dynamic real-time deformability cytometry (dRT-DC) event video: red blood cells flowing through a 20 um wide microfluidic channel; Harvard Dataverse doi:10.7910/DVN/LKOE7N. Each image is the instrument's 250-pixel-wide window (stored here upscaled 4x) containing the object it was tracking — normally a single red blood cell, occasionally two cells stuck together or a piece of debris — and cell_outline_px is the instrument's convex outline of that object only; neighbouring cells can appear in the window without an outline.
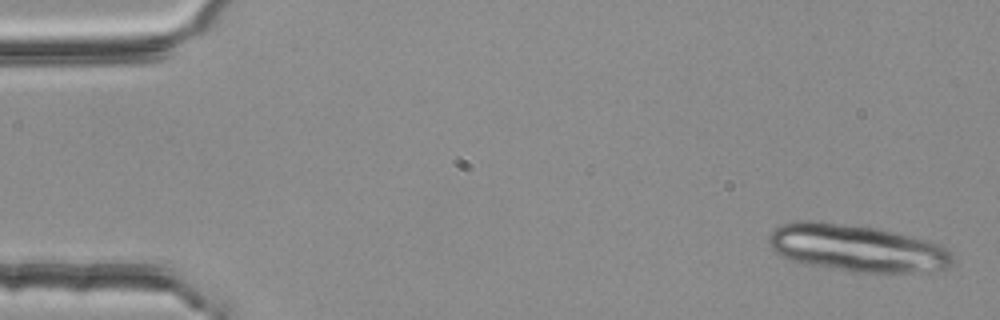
{"species": "common noctule bat (a hibernating species)", "species_latin": "Nyctalus noctula", "temperature_condition": "room temperature", "stored_images_in_passage": 4, "camera_frame_rate_fps": 3000, "um_per_image_px": 0.085, "animal": {"sex": "female", "body_mass_g": 25.1}, "frame": {"image": 1, "passage_image": 1, "time_ms": 0.0, "image_size_px": [1000, 320], "cell_outline_px": [[952, 264], [944, 272], [852, 272], [804, 264], [792, 260], [776, 252], [772, 248], [768, 240], [768, 236], [780, 224], [800, 220], [820, 220], [876, 228], [896, 232], [924, 240], [948, 248], [952, 252]], "centroid_in_image_um": [72.86, 21.09], "position_along_channel_um": 12.1, "area_um2": 50.86}}